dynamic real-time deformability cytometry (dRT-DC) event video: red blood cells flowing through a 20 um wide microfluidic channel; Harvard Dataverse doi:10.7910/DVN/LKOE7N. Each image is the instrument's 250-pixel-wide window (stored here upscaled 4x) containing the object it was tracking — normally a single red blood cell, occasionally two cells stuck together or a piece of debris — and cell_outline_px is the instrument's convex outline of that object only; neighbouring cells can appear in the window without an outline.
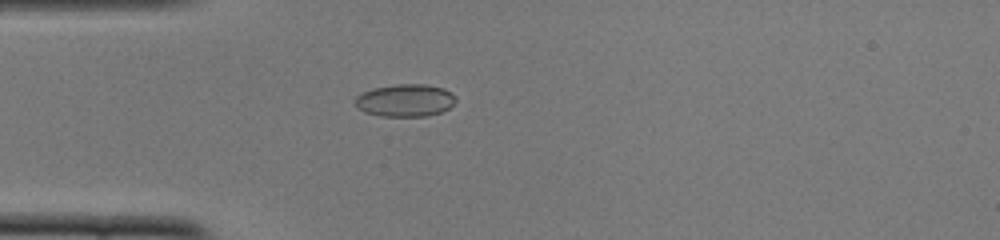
{"species": "common noctule bat (a hibernating species)", "species_latin": "Nyctalus noctula", "temperature_condition": "cold", "stored_images_in_passage": 51, "camera_frame_rate_fps": 3000, "um_per_image_px": 0.085, "animal": {"sex": "female", "body_mass_g": 22.0, "forearm_length_mm": 56.7}, "frame": {"image": 1, "passage_image": 14, "time_ms": 4.333, "image_size_px": [1000, 240], "cell_outline_px": [[456, 100], [448, 108], [440, 112], [424, 116], [380, 116], [364, 112], [356, 108], [352, 100], [356, 96], [372, 88], [396, 84], [424, 84], [444, 88], [456, 96]], "centroid_in_image_um": [34.39, 8.53], "position_along_channel_um": 50.6, "area_um2": 19.19}}
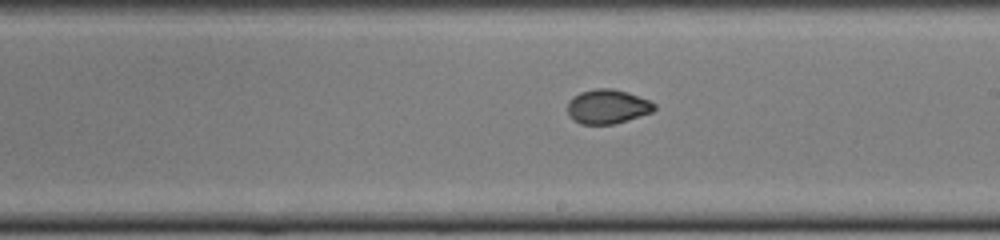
{"frame": {"image": 2, "passage_image": 29, "time_ms": 9.333, "image_size_px": [1000, 240], "cell_outline_px": [[656, 108], [652, 112], [628, 120], [612, 124], [580, 124], [572, 120], [568, 112], [568, 100], [572, 96], [580, 92], [596, 88], [612, 88], [628, 92], [648, 100], [656, 104]], "centroid_in_image_um": [51.62, 9.05], "position_along_channel_um": 237.4, "area_um2": 17.46}}
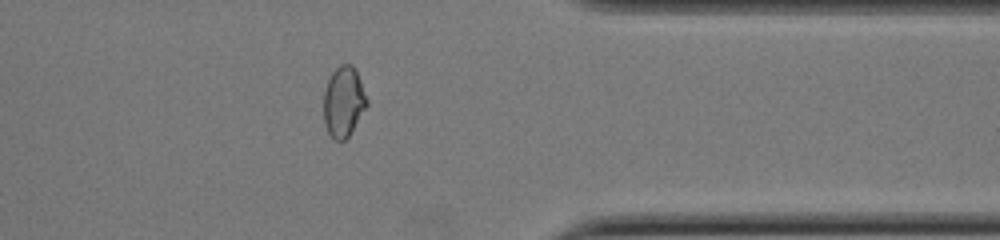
{"frame": {"image": 3, "passage_image": 41, "time_ms": 13.333, "image_size_px": [1000, 240], "cell_outline_px": [[368, 104], [348, 136], [344, 140], [336, 140], [328, 132], [324, 120], [324, 92], [328, 80], [332, 72], [340, 64], [352, 64], [356, 68], [368, 100]], "centroid_in_image_um": [29.21, 8.6], "position_along_channel_um": 382.2, "area_um2": 17.57}, "authors_computed_cell_mechanics": {"area_um2": 17.918, "velocity_mm_per_s": 3.9004, "shape_relaxation_time_tau1_ms": 5.2756, "shape_relaxation_time_tau2_ms": null, "deformation_change_tau1": 0.1561, "deformation_change_tau2": null}}